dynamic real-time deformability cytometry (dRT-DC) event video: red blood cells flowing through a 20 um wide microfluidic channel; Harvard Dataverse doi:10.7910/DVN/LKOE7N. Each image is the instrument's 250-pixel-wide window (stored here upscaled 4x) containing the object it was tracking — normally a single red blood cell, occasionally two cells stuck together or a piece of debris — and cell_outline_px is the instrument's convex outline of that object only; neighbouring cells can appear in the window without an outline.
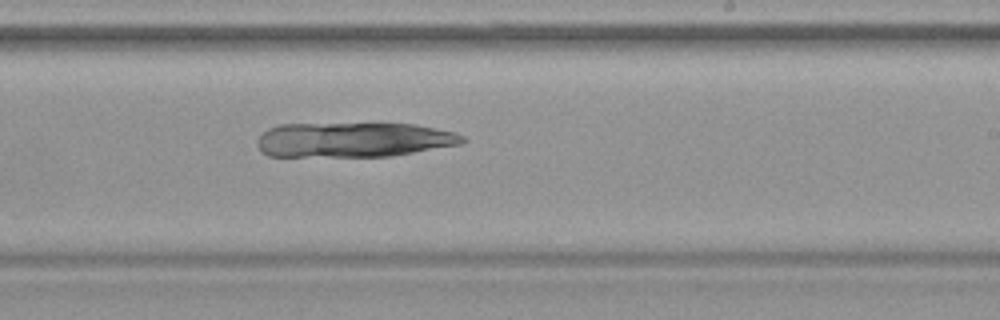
{"species": "common noctule bat (a hibernating species)", "species_latin": "Nyctalus noctula", "temperature_condition": "warm", "stored_images_in_passage": 31, "camera_frame_rate_fps": 3000, "um_per_image_px": 0.085, "animal": {"sex": "female", "body_mass_g": 19.9}, "frame": {"image": 1, "passage_image": 16, "time_ms": 5.0, "image_size_px": [1000, 320], "cell_outline_px": [[468, 140], [460, 144], [392, 156], [268, 156], [256, 144], [256, 140], [268, 128], [280, 124], [416, 124], [456, 132], [464, 136]], "centroid_in_image_um": [30.07, 11.88], "position_along_channel_um": 258.9, "area_um2": 41.56}}